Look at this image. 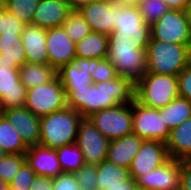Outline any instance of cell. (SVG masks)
<instances>
[{
  "instance_id": "cell-1",
  "label": "cell",
  "mask_w": 191,
  "mask_h": 190,
  "mask_svg": "<svg viewBox=\"0 0 191 190\" xmlns=\"http://www.w3.org/2000/svg\"><path fill=\"white\" fill-rule=\"evenodd\" d=\"M112 8L115 10V29L108 35V59L118 76L135 84L147 71L150 25L145 23L138 7L112 1Z\"/></svg>"
},
{
  "instance_id": "cell-2",
  "label": "cell",
  "mask_w": 191,
  "mask_h": 190,
  "mask_svg": "<svg viewBox=\"0 0 191 190\" xmlns=\"http://www.w3.org/2000/svg\"><path fill=\"white\" fill-rule=\"evenodd\" d=\"M135 84L128 78L118 76L108 82L91 84L82 90H65L67 107L78 111L83 118L118 104L132 103Z\"/></svg>"
},
{
  "instance_id": "cell-3",
  "label": "cell",
  "mask_w": 191,
  "mask_h": 190,
  "mask_svg": "<svg viewBox=\"0 0 191 190\" xmlns=\"http://www.w3.org/2000/svg\"><path fill=\"white\" fill-rule=\"evenodd\" d=\"M83 116L71 107L40 117L39 145L57 149L74 144Z\"/></svg>"
},
{
  "instance_id": "cell-4",
  "label": "cell",
  "mask_w": 191,
  "mask_h": 190,
  "mask_svg": "<svg viewBox=\"0 0 191 190\" xmlns=\"http://www.w3.org/2000/svg\"><path fill=\"white\" fill-rule=\"evenodd\" d=\"M147 71L177 76L191 63V45L149 39L146 49Z\"/></svg>"
},
{
  "instance_id": "cell-5",
  "label": "cell",
  "mask_w": 191,
  "mask_h": 190,
  "mask_svg": "<svg viewBox=\"0 0 191 190\" xmlns=\"http://www.w3.org/2000/svg\"><path fill=\"white\" fill-rule=\"evenodd\" d=\"M177 97V76L146 72L135 83L134 99L146 107L161 109Z\"/></svg>"
},
{
  "instance_id": "cell-6",
  "label": "cell",
  "mask_w": 191,
  "mask_h": 190,
  "mask_svg": "<svg viewBox=\"0 0 191 190\" xmlns=\"http://www.w3.org/2000/svg\"><path fill=\"white\" fill-rule=\"evenodd\" d=\"M25 107L39 118L67 107L65 88L59 77L27 89Z\"/></svg>"
},
{
  "instance_id": "cell-7",
  "label": "cell",
  "mask_w": 191,
  "mask_h": 190,
  "mask_svg": "<svg viewBox=\"0 0 191 190\" xmlns=\"http://www.w3.org/2000/svg\"><path fill=\"white\" fill-rule=\"evenodd\" d=\"M88 119L110 141L133 133L132 103L102 109Z\"/></svg>"
},
{
  "instance_id": "cell-8",
  "label": "cell",
  "mask_w": 191,
  "mask_h": 190,
  "mask_svg": "<svg viewBox=\"0 0 191 190\" xmlns=\"http://www.w3.org/2000/svg\"><path fill=\"white\" fill-rule=\"evenodd\" d=\"M132 121L133 133L139 137L144 140L167 142L170 130L164 124L162 109L146 107L134 99Z\"/></svg>"
},
{
  "instance_id": "cell-9",
  "label": "cell",
  "mask_w": 191,
  "mask_h": 190,
  "mask_svg": "<svg viewBox=\"0 0 191 190\" xmlns=\"http://www.w3.org/2000/svg\"><path fill=\"white\" fill-rule=\"evenodd\" d=\"M150 38L164 42L191 45V27L183 10L170 9L150 25Z\"/></svg>"
},
{
  "instance_id": "cell-10",
  "label": "cell",
  "mask_w": 191,
  "mask_h": 190,
  "mask_svg": "<svg viewBox=\"0 0 191 190\" xmlns=\"http://www.w3.org/2000/svg\"><path fill=\"white\" fill-rule=\"evenodd\" d=\"M75 144L80 148L84 163L97 166L106 160L110 140L88 118L79 123Z\"/></svg>"
},
{
  "instance_id": "cell-11",
  "label": "cell",
  "mask_w": 191,
  "mask_h": 190,
  "mask_svg": "<svg viewBox=\"0 0 191 190\" xmlns=\"http://www.w3.org/2000/svg\"><path fill=\"white\" fill-rule=\"evenodd\" d=\"M26 95L27 88L20 81L19 69L14 64L0 63V112L25 107Z\"/></svg>"
},
{
  "instance_id": "cell-12",
  "label": "cell",
  "mask_w": 191,
  "mask_h": 190,
  "mask_svg": "<svg viewBox=\"0 0 191 190\" xmlns=\"http://www.w3.org/2000/svg\"><path fill=\"white\" fill-rule=\"evenodd\" d=\"M170 159L166 143L145 140L130 165V176L136 181Z\"/></svg>"
},
{
  "instance_id": "cell-13",
  "label": "cell",
  "mask_w": 191,
  "mask_h": 190,
  "mask_svg": "<svg viewBox=\"0 0 191 190\" xmlns=\"http://www.w3.org/2000/svg\"><path fill=\"white\" fill-rule=\"evenodd\" d=\"M136 183L140 190H178L180 161L170 158L165 164L140 176Z\"/></svg>"
},
{
  "instance_id": "cell-14",
  "label": "cell",
  "mask_w": 191,
  "mask_h": 190,
  "mask_svg": "<svg viewBox=\"0 0 191 190\" xmlns=\"http://www.w3.org/2000/svg\"><path fill=\"white\" fill-rule=\"evenodd\" d=\"M46 47L49 65L57 71L62 66L74 62L76 58V43L67 35L63 27L47 29Z\"/></svg>"
},
{
  "instance_id": "cell-15",
  "label": "cell",
  "mask_w": 191,
  "mask_h": 190,
  "mask_svg": "<svg viewBox=\"0 0 191 190\" xmlns=\"http://www.w3.org/2000/svg\"><path fill=\"white\" fill-rule=\"evenodd\" d=\"M97 67V59L76 57L74 62L62 66L57 75L65 90H82L93 84L90 74Z\"/></svg>"
},
{
  "instance_id": "cell-16",
  "label": "cell",
  "mask_w": 191,
  "mask_h": 190,
  "mask_svg": "<svg viewBox=\"0 0 191 190\" xmlns=\"http://www.w3.org/2000/svg\"><path fill=\"white\" fill-rule=\"evenodd\" d=\"M12 125L27 147L39 145L40 118L26 107L9 108L0 112Z\"/></svg>"
},
{
  "instance_id": "cell-17",
  "label": "cell",
  "mask_w": 191,
  "mask_h": 190,
  "mask_svg": "<svg viewBox=\"0 0 191 190\" xmlns=\"http://www.w3.org/2000/svg\"><path fill=\"white\" fill-rule=\"evenodd\" d=\"M78 12L89 24L92 32L109 35L115 29V10L112 0H101L82 6Z\"/></svg>"
},
{
  "instance_id": "cell-18",
  "label": "cell",
  "mask_w": 191,
  "mask_h": 190,
  "mask_svg": "<svg viewBox=\"0 0 191 190\" xmlns=\"http://www.w3.org/2000/svg\"><path fill=\"white\" fill-rule=\"evenodd\" d=\"M26 162L36 175L56 178L62 173L56 149L40 145L30 146L25 152Z\"/></svg>"
},
{
  "instance_id": "cell-19",
  "label": "cell",
  "mask_w": 191,
  "mask_h": 190,
  "mask_svg": "<svg viewBox=\"0 0 191 190\" xmlns=\"http://www.w3.org/2000/svg\"><path fill=\"white\" fill-rule=\"evenodd\" d=\"M46 31L34 24H26L22 34L23 48L27 63L49 64V55L46 47Z\"/></svg>"
},
{
  "instance_id": "cell-20",
  "label": "cell",
  "mask_w": 191,
  "mask_h": 190,
  "mask_svg": "<svg viewBox=\"0 0 191 190\" xmlns=\"http://www.w3.org/2000/svg\"><path fill=\"white\" fill-rule=\"evenodd\" d=\"M144 141L143 138L134 133L111 140L106 160L115 165L130 168L134 156L137 154Z\"/></svg>"
},
{
  "instance_id": "cell-21",
  "label": "cell",
  "mask_w": 191,
  "mask_h": 190,
  "mask_svg": "<svg viewBox=\"0 0 191 190\" xmlns=\"http://www.w3.org/2000/svg\"><path fill=\"white\" fill-rule=\"evenodd\" d=\"M71 11L69 4L54 0H40L34 11L32 24L45 29L62 27Z\"/></svg>"
},
{
  "instance_id": "cell-22",
  "label": "cell",
  "mask_w": 191,
  "mask_h": 190,
  "mask_svg": "<svg viewBox=\"0 0 191 190\" xmlns=\"http://www.w3.org/2000/svg\"><path fill=\"white\" fill-rule=\"evenodd\" d=\"M166 147L172 159L191 158V117L170 131Z\"/></svg>"
},
{
  "instance_id": "cell-23",
  "label": "cell",
  "mask_w": 191,
  "mask_h": 190,
  "mask_svg": "<svg viewBox=\"0 0 191 190\" xmlns=\"http://www.w3.org/2000/svg\"><path fill=\"white\" fill-rule=\"evenodd\" d=\"M76 57L86 59L108 58V35L91 32L76 43Z\"/></svg>"
},
{
  "instance_id": "cell-24",
  "label": "cell",
  "mask_w": 191,
  "mask_h": 190,
  "mask_svg": "<svg viewBox=\"0 0 191 190\" xmlns=\"http://www.w3.org/2000/svg\"><path fill=\"white\" fill-rule=\"evenodd\" d=\"M20 81L27 88H33L54 80L57 70L49 64L25 63L19 68Z\"/></svg>"
},
{
  "instance_id": "cell-25",
  "label": "cell",
  "mask_w": 191,
  "mask_h": 190,
  "mask_svg": "<svg viewBox=\"0 0 191 190\" xmlns=\"http://www.w3.org/2000/svg\"><path fill=\"white\" fill-rule=\"evenodd\" d=\"M27 62L21 35H0V63L14 64L18 69Z\"/></svg>"
},
{
  "instance_id": "cell-26",
  "label": "cell",
  "mask_w": 191,
  "mask_h": 190,
  "mask_svg": "<svg viewBox=\"0 0 191 190\" xmlns=\"http://www.w3.org/2000/svg\"><path fill=\"white\" fill-rule=\"evenodd\" d=\"M97 190H105L107 186L119 185L131 178L129 168L115 165L107 160L96 166Z\"/></svg>"
},
{
  "instance_id": "cell-27",
  "label": "cell",
  "mask_w": 191,
  "mask_h": 190,
  "mask_svg": "<svg viewBox=\"0 0 191 190\" xmlns=\"http://www.w3.org/2000/svg\"><path fill=\"white\" fill-rule=\"evenodd\" d=\"M161 109L164 124L170 131L191 117V102L180 96Z\"/></svg>"
},
{
  "instance_id": "cell-28",
  "label": "cell",
  "mask_w": 191,
  "mask_h": 190,
  "mask_svg": "<svg viewBox=\"0 0 191 190\" xmlns=\"http://www.w3.org/2000/svg\"><path fill=\"white\" fill-rule=\"evenodd\" d=\"M0 147L7 154H25L28 147L16 128L0 113Z\"/></svg>"
},
{
  "instance_id": "cell-29",
  "label": "cell",
  "mask_w": 191,
  "mask_h": 190,
  "mask_svg": "<svg viewBox=\"0 0 191 190\" xmlns=\"http://www.w3.org/2000/svg\"><path fill=\"white\" fill-rule=\"evenodd\" d=\"M62 172L75 173L85 163L80 148L74 143L56 149Z\"/></svg>"
},
{
  "instance_id": "cell-30",
  "label": "cell",
  "mask_w": 191,
  "mask_h": 190,
  "mask_svg": "<svg viewBox=\"0 0 191 190\" xmlns=\"http://www.w3.org/2000/svg\"><path fill=\"white\" fill-rule=\"evenodd\" d=\"M63 29L74 43L79 42L92 32L89 24L78 10H72L62 24Z\"/></svg>"
},
{
  "instance_id": "cell-31",
  "label": "cell",
  "mask_w": 191,
  "mask_h": 190,
  "mask_svg": "<svg viewBox=\"0 0 191 190\" xmlns=\"http://www.w3.org/2000/svg\"><path fill=\"white\" fill-rule=\"evenodd\" d=\"M40 0H7L6 10L19 21L32 24L34 11Z\"/></svg>"
},
{
  "instance_id": "cell-32",
  "label": "cell",
  "mask_w": 191,
  "mask_h": 190,
  "mask_svg": "<svg viewBox=\"0 0 191 190\" xmlns=\"http://www.w3.org/2000/svg\"><path fill=\"white\" fill-rule=\"evenodd\" d=\"M138 9L146 24L158 21L170 7L163 0H141Z\"/></svg>"
},
{
  "instance_id": "cell-33",
  "label": "cell",
  "mask_w": 191,
  "mask_h": 190,
  "mask_svg": "<svg viewBox=\"0 0 191 190\" xmlns=\"http://www.w3.org/2000/svg\"><path fill=\"white\" fill-rule=\"evenodd\" d=\"M25 162V154H6L0 159V179L10 183Z\"/></svg>"
},
{
  "instance_id": "cell-34",
  "label": "cell",
  "mask_w": 191,
  "mask_h": 190,
  "mask_svg": "<svg viewBox=\"0 0 191 190\" xmlns=\"http://www.w3.org/2000/svg\"><path fill=\"white\" fill-rule=\"evenodd\" d=\"M93 84L108 82L116 77L118 74L108 58L97 59V67L90 74Z\"/></svg>"
},
{
  "instance_id": "cell-35",
  "label": "cell",
  "mask_w": 191,
  "mask_h": 190,
  "mask_svg": "<svg viewBox=\"0 0 191 190\" xmlns=\"http://www.w3.org/2000/svg\"><path fill=\"white\" fill-rule=\"evenodd\" d=\"M74 174L81 190H97V172L95 165L84 164Z\"/></svg>"
},
{
  "instance_id": "cell-36",
  "label": "cell",
  "mask_w": 191,
  "mask_h": 190,
  "mask_svg": "<svg viewBox=\"0 0 191 190\" xmlns=\"http://www.w3.org/2000/svg\"><path fill=\"white\" fill-rule=\"evenodd\" d=\"M36 174L31 167L25 162L18 173L14 176L9 183L11 190H29L30 185L35 178Z\"/></svg>"
},
{
  "instance_id": "cell-37",
  "label": "cell",
  "mask_w": 191,
  "mask_h": 190,
  "mask_svg": "<svg viewBox=\"0 0 191 190\" xmlns=\"http://www.w3.org/2000/svg\"><path fill=\"white\" fill-rule=\"evenodd\" d=\"M26 24L19 21L13 14L3 7V25L1 34L21 35Z\"/></svg>"
},
{
  "instance_id": "cell-38",
  "label": "cell",
  "mask_w": 191,
  "mask_h": 190,
  "mask_svg": "<svg viewBox=\"0 0 191 190\" xmlns=\"http://www.w3.org/2000/svg\"><path fill=\"white\" fill-rule=\"evenodd\" d=\"M53 180V190H81L74 173L62 172Z\"/></svg>"
},
{
  "instance_id": "cell-39",
  "label": "cell",
  "mask_w": 191,
  "mask_h": 190,
  "mask_svg": "<svg viewBox=\"0 0 191 190\" xmlns=\"http://www.w3.org/2000/svg\"><path fill=\"white\" fill-rule=\"evenodd\" d=\"M179 96L191 102V63L178 75Z\"/></svg>"
},
{
  "instance_id": "cell-40",
  "label": "cell",
  "mask_w": 191,
  "mask_h": 190,
  "mask_svg": "<svg viewBox=\"0 0 191 190\" xmlns=\"http://www.w3.org/2000/svg\"><path fill=\"white\" fill-rule=\"evenodd\" d=\"M180 189L191 190V158L180 160Z\"/></svg>"
},
{
  "instance_id": "cell-41",
  "label": "cell",
  "mask_w": 191,
  "mask_h": 190,
  "mask_svg": "<svg viewBox=\"0 0 191 190\" xmlns=\"http://www.w3.org/2000/svg\"><path fill=\"white\" fill-rule=\"evenodd\" d=\"M54 180L51 177L36 175L29 190H53Z\"/></svg>"
},
{
  "instance_id": "cell-42",
  "label": "cell",
  "mask_w": 191,
  "mask_h": 190,
  "mask_svg": "<svg viewBox=\"0 0 191 190\" xmlns=\"http://www.w3.org/2000/svg\"><path fill=\"white\" fill-rule=\"evenodd\" d=\"M105 190H140L136 181L131 177L130 179L121 182L119 185L107 186Z\"/></svg>"
},
{
  "instance_id": "cell-43",
  "label": "cell",
  "mask_w": 191,
  "mask_h": 190,
  "mask_svg": "<svg viewBox=\"0 0 191 190\" xmlns=\"http://www.w3.org/2000/svg\"><path fill=\"white\" fill-rule=\"evenodd\" d=\"M170 9L185 11L191 0H163Z\"/></svg>"
},
{
  "instance_id": "cell-44",
  "label": "cell",
  "mask_w": 191,
  "mask_h": 190,
  "mask_svg": "<svg viewBox=\"0 0 191 190\" xmlns=\"http://www.w3.org/2000/svg\"><path fill=\"white\" fill-rule=\"evenodd\" d=\"M101 0H69V6L72 10H78L80 7L97 2Z\"/></svg>"
},
{
  "instance_id": "cell-45",
  "label": "cell",
  "mask_w": 191,
  "mask_h": 190,
  "mask_svg": "<svg viewBox=\"0 0 191 190\" xmlns=\"http://www.w3.org/2000/svg\"><path fill=\"white\" fill-rule=\"evenodd\" d=\"M118 4H122L123 6H131V7H138L141 0H112Z\"/></svg>"
},
{
  "instance_id": "cell-46",
  "label": "cell",
  "mask_w": 191,
  "mask_h": 190,
  "mask_svg": "<svg viewBox=\"0 0 191 190\" xmlns=\"http://www.w3.org/2000/svg\"><path fill=\"white\" fill-rule=\"evenodd\" d=\"M185 12H186L187 19H188L190 27H191V2L186 7Z\"/></svg>"
},
{
  "instance_id": "cell-47",
  "label": "cell",
  "mask_w": 191,
  "mask_h": 190,
  "mask_svg": "<svg viewBox=\"0 0 191 190\" xmlns=\"http://www.w3.org/2000/svg\"><path fill=\"white\" fill-rule=\"evenodd\" d=\"M0 190H11L9 183H6L0 179Z\"/></svg>"
},
{
  "instance_id": "cell-48",
  "label": "cell",
  "mask_w": 191,
  "mask_h": 190,
  "mask_svg": "<svg viewBox=\"0 0 191 190\" xmlns=\"http://www.w3.org/2000/svg\"><path fill=\"white\" fill-rule=\"evenodd\" d=\"M2 25H3V7H0V35L2 31Z\"/></svg>"
},
{
  "instance_id": "cell-49",
  "label": "cell",
  "mask_w": 191,
  "mask_h": 190,
  "mask_svg": "<svg viewBox=\"0 0 191 190\" xmlns=\"http://www.w3.org/2000/svg\"><path fill=\"white\" fill-rule=\"evenodd\" d=\"M7 153L0 147V159H2Z\"/></svg>"
},
{
  "instance_id": "cell-50",
  "label": "cell",
  "mask_w": 191,
  "mask_h": 190,
  "mask_svg": "<svg viewBox=\"0 0 191 190\" xmlns=\"http://www.w3.org/2000/svg\"><path fill=\"white\" fill-rule=\"evenodd\" d=\"M7 4V0H0V7H5Z\"/></svg>"
},
{
  "instance_id": "cell-51",
  "label": "cell",
  "mask_w": 191,
  "mask_h": 190,
  "mask_svg": "<svg viewBox=\"0 0 191 190\" xmlns=\"http://www.w3.org/2000/svg\"><path fill=\"white\" fill-rule=\"evenodd\" d=\"M54 1H58L64 4H69V0H54Z\"/></svg>"
}]
</instances>
